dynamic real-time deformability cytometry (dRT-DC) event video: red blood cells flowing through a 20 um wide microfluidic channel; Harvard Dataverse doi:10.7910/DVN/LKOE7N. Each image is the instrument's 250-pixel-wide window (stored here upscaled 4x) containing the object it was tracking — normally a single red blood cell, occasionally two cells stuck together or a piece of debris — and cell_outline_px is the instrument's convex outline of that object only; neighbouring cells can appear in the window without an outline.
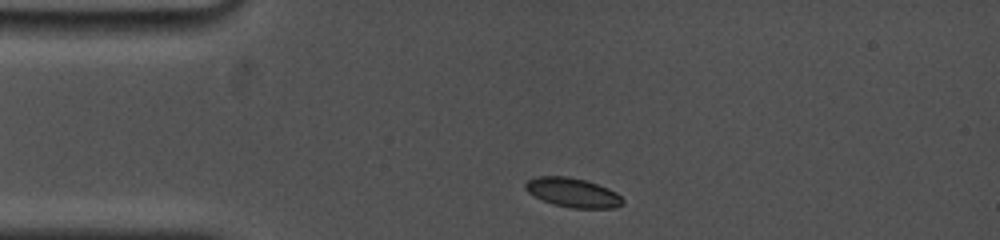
{"species": "common noctule bat (a hibernating species)", "species_latin": "Nyctalus noctula", "temperature_condition": "cold", "stored_images_in_passage": 31, "camera_frame_rate_fps": 5000, "um_per_image_px": 0.085, "animal": {"sex": "female", "body_mass_g": 19.0, "forearm_length_mm": 53.3}, "frame": {"image": 1, "passage_image": 1, "time_ms": 0.0, "image_size_px": [1000, 240], "cell_outline_px": [[624, 204], [616, 208], [572, 208], [556, 204], [544, 200], [528, 192], [524, 188], [524, 184], [528, 180], [536, 176], [568, 176], [588, 180], [608, 188], [616, 192], [624, 200]], "centroid_in_image_um": [48.72, 16.35], "position_along_channel_um": 36.3, "area_um2": 16.65}}
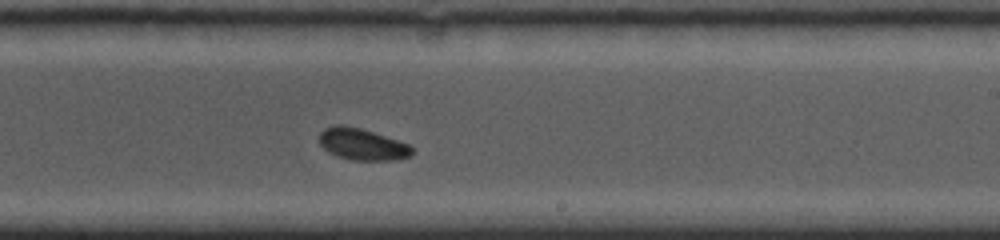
{"frame": {"image": 2, "passage_image": 18, "time_ms": 6.8, "image_size_px": [1000, 240], "cell_outline_px": [[412, 152], [408, 156], [396, 160], [352, 160], [336, 156], [328, 152], [320, 144], [320, 132], [324, 128], [336, 124], [344, 124], [360, 128], [408, 144], [412, 148]], "centroid_in_image_um": [30.73, 12.26], "position_along_channel_um": 258.3, "area_um2": 16.94}}
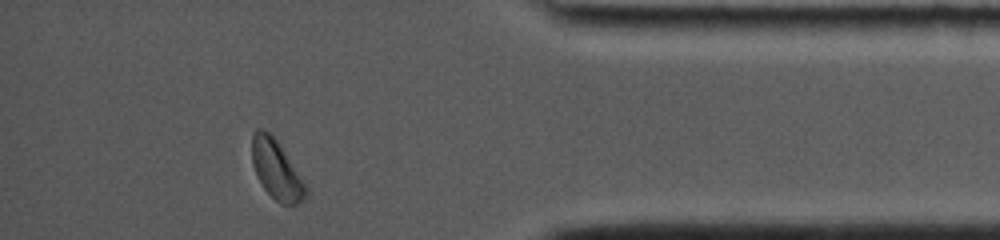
{"frame": {"image": 3, "passage_image": 30, "time_ms": 11.4, "image_size_px": [1000, 240], "cell_outline_px": [[308, 192], [304, 200], [296, 204], [280, 204], [264, 188], [256, 176], [252, 164], [252, 132], [256, 128], [260, 128], [268, 132], [280, 144], [308, 188]], "centroid_in_image_um": [23.49, 14.42], "position_along_channel_um": 411.7, "area_um2": 18.5}, "authors_computed_cell_mechanics": {"area_um2": 17.2822, "velocity_mm_per_s": 3.7147, "shape_relaxation_time_tau1_ms": 2.7767, "shape_relaxation_time_tau2_ms": 4.3923, "deformation_change_tau1": 0.0686, "deformation_change_tau2": 0.0541}}